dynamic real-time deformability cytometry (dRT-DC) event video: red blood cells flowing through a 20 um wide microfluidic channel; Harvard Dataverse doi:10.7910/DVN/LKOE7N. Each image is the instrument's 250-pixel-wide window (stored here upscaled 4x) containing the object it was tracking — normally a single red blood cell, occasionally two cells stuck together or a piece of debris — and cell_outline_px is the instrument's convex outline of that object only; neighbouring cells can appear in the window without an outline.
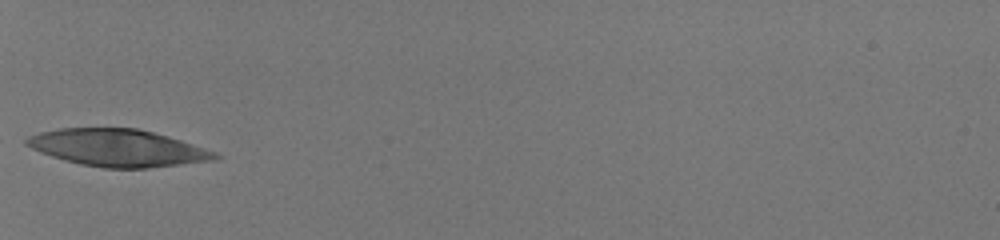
{"species": "human", "species_latin": "Homo sapiens", "temperature_condition": "room temperature", "stored_images_in_passage": 24, "camera_frame_rate_fps": 3000, "um_per_image_px": 0.085, "donor": {"sex": "male"}, "frame": {"image": 1, "passage_image": 1, "time_ms": 0.0, "image_size_px": [1000, 240], "cell_outline_px": [[224, 156], [216, 160], [148, 168], [104, 168], [80, 164], [64, 160], [40, 152], [24, 144], [24, 140], [28, 136], [40, 132], [60, 128], [136, 128], [168, 136], [216, 152]], "centroid_in_image_um": [10.01, 12.57], "position_along_channel_um": 75.0, "area_um2": 40.75}}
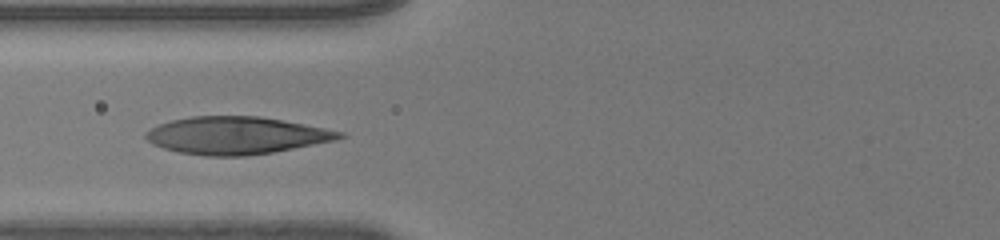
{"frame": {"image": 2, "passage_image": 4, "time_ms": 1.0, "image_size_px": [1000, 240], "cell_outline_px": [[348, 136], [336, 140], [272, 152], [244, 156], [204, 156], [180, 152], [164, 148], [152, 144], [144, 136], [152, 128], [160, 124], [172, 120], [192, 116], [260, 116], [304, 124], [344, 132]], "centroid_in_image_um": [20.11, 11.51], "position_along_channel_um": 105.7, "area_um2": 41.96}}